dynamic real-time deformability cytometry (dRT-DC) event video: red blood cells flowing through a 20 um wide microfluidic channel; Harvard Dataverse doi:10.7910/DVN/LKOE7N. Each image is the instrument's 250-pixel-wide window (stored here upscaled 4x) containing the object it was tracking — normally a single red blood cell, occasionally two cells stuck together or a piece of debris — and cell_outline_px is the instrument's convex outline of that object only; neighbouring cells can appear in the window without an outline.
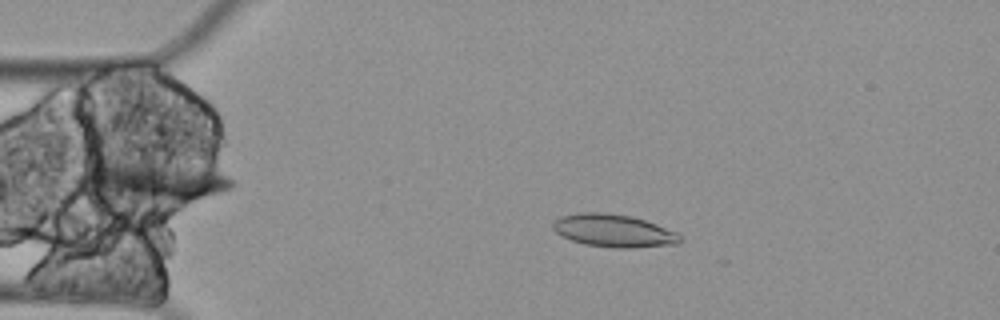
{"species": "Egyptian fruit bat (a non-hibernating species)", "species_latin": "Rousettus aegyptiacus", "temperature_condition": "cold", "stored_images_in_passage": 4, "camera_frame_rate_fps": 3000, "um_per_image_px": 0.085, "animal": {"sex": "female"}, "frame": {"image": 1, "passage_image": 3, "time_ms": 0.667, "image_size_px": [1000, 320], "cell_outline_px": [[684, 240], [680, 244], [632, 248], [612, 248], [584, 244], [572, 240], [556, 232], [552, 228], [552, 220], [560, 216], [580, 212], [604, 212], [632, 216], [656, 224], [676, 232]], "centroid_in_image_um": [52.16, 19.61], "position_along_channel_um": 32.8, "area_um2": 24.51}}